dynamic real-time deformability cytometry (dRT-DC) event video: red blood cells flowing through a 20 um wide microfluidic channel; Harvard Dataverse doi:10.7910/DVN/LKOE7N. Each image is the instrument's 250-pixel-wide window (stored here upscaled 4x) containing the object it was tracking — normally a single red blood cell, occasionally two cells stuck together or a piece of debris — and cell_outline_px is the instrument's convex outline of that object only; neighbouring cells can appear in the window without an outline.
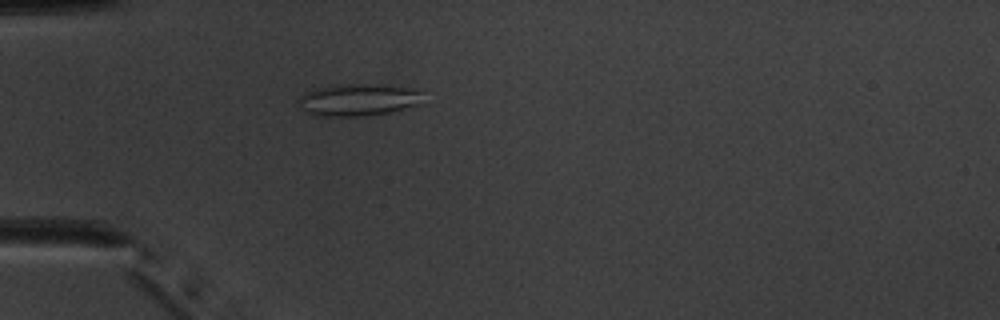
{"species": "common noctule bat (a hibernating species)", "species_latin": "Nyctalus noctula", "temperature_condition": "warm", "stored_images_in_passage": 38, "camera_frame_rate_fps": 3000, "um_per_image_px": 0.085, "animal": {"sex": "male", "body_mass_g": 20.1, "forearm_length_mm": 53.5}, "frame": {"image": 1, "passage_image": 2, "time_ms": 0.333, "image_size_px": [1000, 320], "cell_outline_px": [[428, 104], [388, 112], [360, 116], [316, 116], [304, 112], [300, 108], [300, 96], [304, 92], [316, 88], [336, 84], [368, 84], [404, 88], [420, 92]], "centroid_in_image_um": [30.45, 8.5], "position_along_channel_um": 54.5, "area_um2": 23.41}}
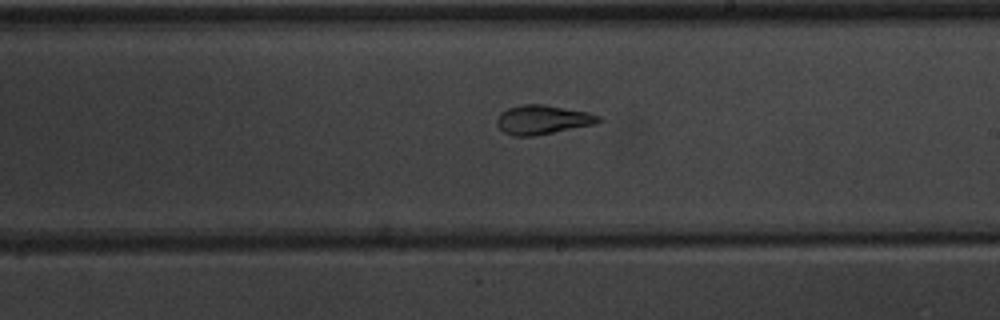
{"frame": {"image": 2, "passage_image": 17, "time_ms": 5.333, "image_size_px": [1000, 320], "cell_outline_px": [[604, 120], [596, 124], [532, 136], [512, 136], [504, 132], [496, 124], [496, 120], [500, 112], [508, 108], [520, 104], [544, 104], [588, 112], [600, 116]], "centroid_in_image_um": [46.12, 10.16], "position_along_channel_um": 242.9, "area_um2": 17.4}}
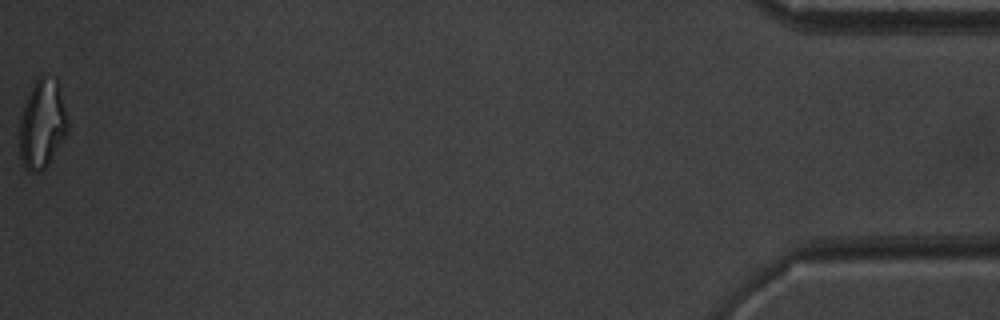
{"frame": {"image": 3, "passage_image": 38, "time_ms": 12.333, "image_size_px": [1000, 320], "cell_outline_px": [[68, 128], [64, 136], [48, 164], [40, 172], [28, 172], [20, 156], [20, 124], [24, 104], [36, 80], [40, 76], [56, 80], [60, 84], [68, 124]], "centroid_in_image_um": [3.59, 10.56], "position_along_channel_um": 431.6, "area_um2": 24.33}, "authors_computed_cell_mechanics": {"area_um2": 17.8602, "velocity_mm_per_s": 3.9813, "shape_relaxation_time_tau1_ms": 8.9377, "shape_relaxation_time_tau2_ms": 1.636, "deformation_change_tau1": 0.2239, "deformation_change_tau2": 0.094}}